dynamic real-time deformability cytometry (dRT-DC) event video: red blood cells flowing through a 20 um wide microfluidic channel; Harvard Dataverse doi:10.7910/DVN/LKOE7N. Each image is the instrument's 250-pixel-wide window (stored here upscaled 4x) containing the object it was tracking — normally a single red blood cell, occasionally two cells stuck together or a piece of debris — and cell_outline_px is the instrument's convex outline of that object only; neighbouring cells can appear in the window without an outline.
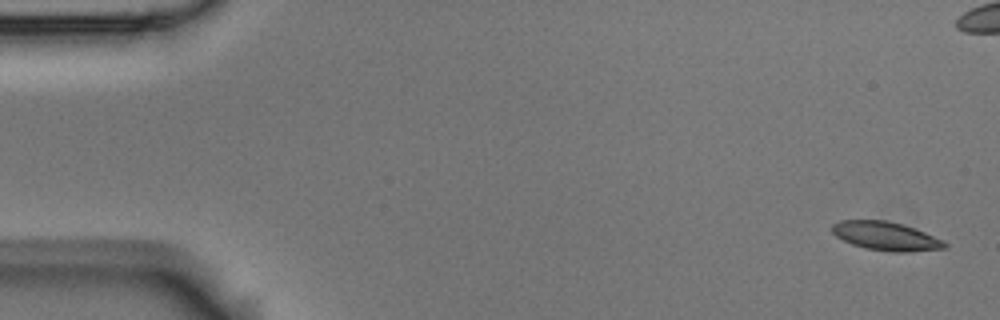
{"species": "Egyptian fruit bat (a non-hibernating species)", "species_latin": "Rousettus aegyptiacus", "temperature_condition": "room temperature", "stored_images_in_passage": 7, "camera_frame_rate_fps": 3000, "um_per_image_px": 0.085, "animal": {"sex": "male"}, "frame": {"image": 1, "passage_image": 1, "time_ms": 0.0, "image_size_px": [1000, 320], "cell_outline_px": [[948, 244], [944, 248], [908, 252], [892, 252], [864, 248], [852, 244], [836, 236], [832, 232], [832, 224], [840, 220], [888, 220], [904, 224], [944, 240]], "centroid_in_image_um": [75.3, 20.06], "position_along_channel_um": 9.7, "area_um2": 18.84}}
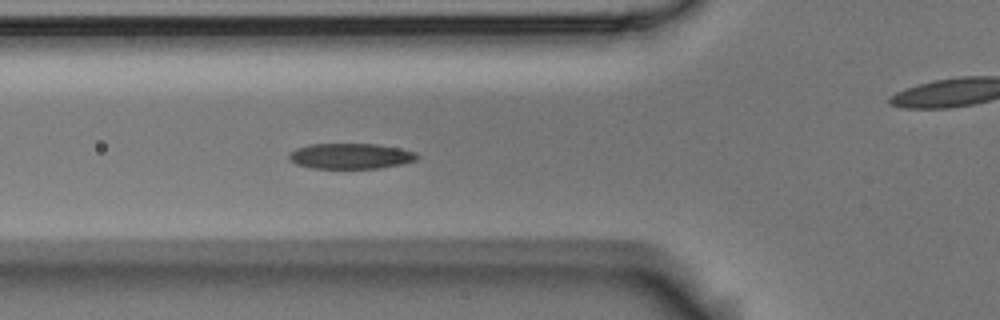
{"frame": {"image": 2, "passage_image": 6, "time_ms": 1.667, "image_size_px": [1000, 320], "cell_outline_px": [[420, 156], [416, 160], [400, 164], [380, 168], [312, 168], [296, 164], [288, 160], [288, 152], [296, 148], [308, 144], [376, 144], [400, 148], [416, 152]], "centroid_in_image_um": [29.77, 13.26], "position_along_channel_um": 96.0, "area_um2": 19.19}}